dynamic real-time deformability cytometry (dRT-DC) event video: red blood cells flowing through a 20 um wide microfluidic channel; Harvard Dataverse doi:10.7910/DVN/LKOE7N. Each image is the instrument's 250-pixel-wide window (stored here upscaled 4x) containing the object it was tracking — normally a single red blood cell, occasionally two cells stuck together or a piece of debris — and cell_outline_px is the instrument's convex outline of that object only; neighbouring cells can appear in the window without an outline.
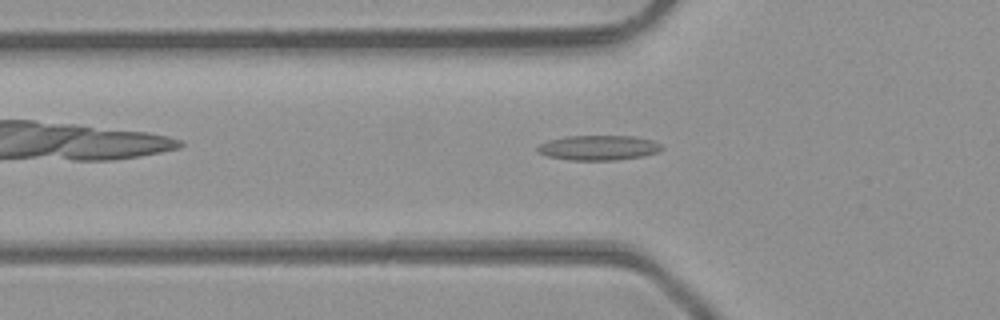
{"species": "common noctule bat (a hibernating species)", "species_latin": "Nyctalus noctula", "temperature_condition": "room temperature", "stored_images_in_passage": 35, "camera_frame_rate_fps": 3000, "um_per_image_px": 0.085, "animal": {"sex": "male", "body_mass_g": 23.1, "forearm_length_mm": 52.7}, "frame": {"image": 1, "passage_image": 4, "time_ms": 1.0, "image_size_px": [1000, 320], "cell_outline_px": [[664, 148], [656, 152], [644, 156], [620, 160], [568, 160], [548, 156], [540, 152], [536, 148], [540, 144], [548, 140], [568, 136], [636, 136], [652, 140], [660, 144]], "centroid_in_image_um": [50.9, 12.56], "position_along_channel_um": 74.9, "area_um2": 18.03}}
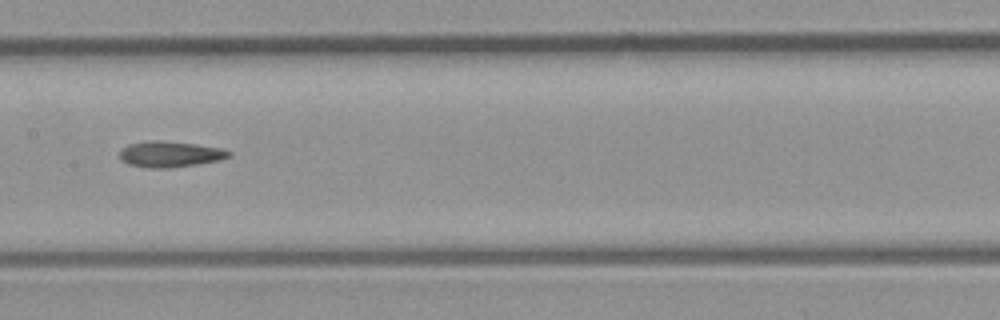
{"frame": {"image": 2, "passage_image": 12, "time_ms": 3.667, "image_size_px": [1000, 320], "cell_outline_px": [[232, 156], [216, 160], [196, 164], [172, 168], [148, 168], [128, 164], [120, 160], [120, 152], [128, 144], [156, 140], [192, 144], [220, 148], [232, 152]], "centroid_in_image_um": [14.43, 13.12], "position_along_channel_um": 193.0, "area_um2": 16.18}}
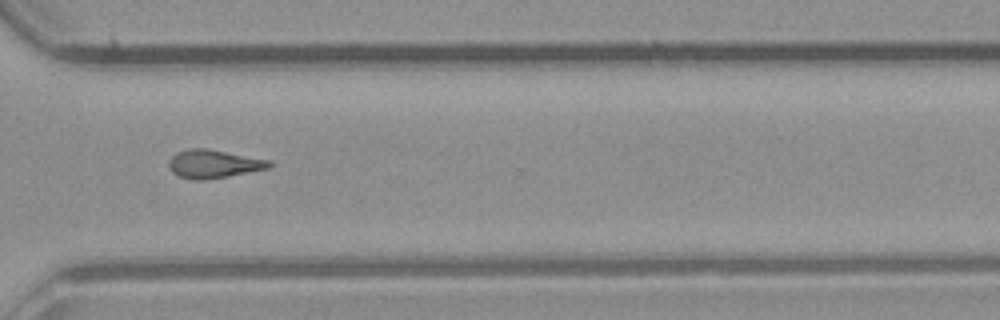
{"frame": {"image": 3, "passage_image": 23, "time_ms": 7.333, "image_size_px": [1000, 320], "cell_outline_px": [[272, 164], [268, 168], [228, 176], [204, 180], [196, 180], [180, 176], [172, 172], [168, 164], [168, 160], [176, 152], [188, 148], [208, 148], [268, 160]], "centroid_in_image_um": [18.1, 13.92], "position_along_channel_um": 352.5, "area_um2": 16.42}, "authors_computed_cell_mechanics": {"area_um2": 16.0106, "velocity_mm_per_s": 4.3732, "shape_relaxation_time_tau1_ms": null, "shape_relaxation_time_tau2_ms": 4.2579, "deformation_change_tau1": null, "deformation_change_tau2": 0.1459}}